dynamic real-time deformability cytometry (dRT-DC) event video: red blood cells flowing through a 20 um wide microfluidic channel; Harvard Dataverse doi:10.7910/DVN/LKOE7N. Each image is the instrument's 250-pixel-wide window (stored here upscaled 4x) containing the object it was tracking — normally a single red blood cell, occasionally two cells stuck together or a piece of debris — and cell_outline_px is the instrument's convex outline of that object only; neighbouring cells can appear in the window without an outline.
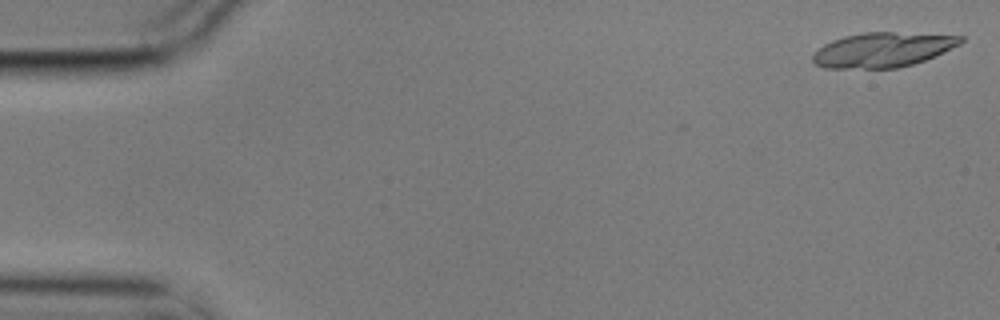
{"species": "common noctule bat (a hibernating species)", "species_latin": "Nyctalus noctula", "temperature_condition": "cold", "stored_images_in_passage": 19, "camera_frame_rate_fps": 3000, "um_per_image_px": 0.085, "animal": {"sex": "male", "body_mass_g": 17.9}, "frame": {"image": 1, "passage_image": 1, "time_ms": 0.0, "image_size_px": [1000, 320], "cell_outline_px": [[964, 40], [960, 44], [924, 60], [912, 64], [896, 68], [824, 68], [816, 64], [812, 60], [812, 56], [824, 44], [832, 40], [844, 36], [864, 32], [892, 32], [964, 36]], "centroid_in_image_um": [75.01, 4.23], "position_along_channel_um": 10.0, "area_um2": 29.59}}